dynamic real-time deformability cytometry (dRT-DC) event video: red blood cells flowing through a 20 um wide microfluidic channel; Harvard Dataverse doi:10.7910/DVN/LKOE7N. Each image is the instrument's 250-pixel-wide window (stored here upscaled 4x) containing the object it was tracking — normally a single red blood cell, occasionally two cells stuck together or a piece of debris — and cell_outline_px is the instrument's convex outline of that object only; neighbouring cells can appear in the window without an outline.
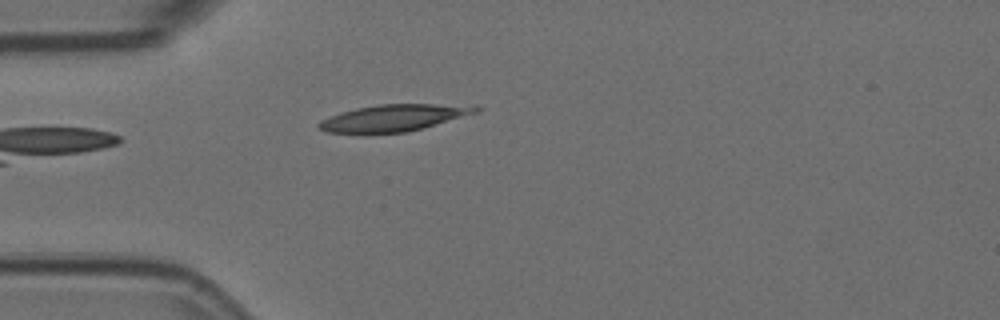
{"species": "Egyptian fruit bat (a non-hibernating species)", "species_latin": "Rousettus aegyptiacus", "temperature_condition": "room temperature", "stored_images_in_passage": 5, "camera_frame_rate_fps": 3000, "um_per_image_px": 0.085, "animal": {"sex": "female"}, "frame": {"image": 1, "passage_image": 5, "time_ms": 1.333, "image_size_px": [1000, 320], "cell_outline_px": [[480, 112], [424, 128], [404, 132], [328, 132], [320, 128], [316, 124], [320, 120], [340, 112], [356, 108], [380, 104], [480, 104]], "centroid_in_image_um": [33.6, 9.98], "position_along_channel_um": 51.4, "area_um2": 24.45}}